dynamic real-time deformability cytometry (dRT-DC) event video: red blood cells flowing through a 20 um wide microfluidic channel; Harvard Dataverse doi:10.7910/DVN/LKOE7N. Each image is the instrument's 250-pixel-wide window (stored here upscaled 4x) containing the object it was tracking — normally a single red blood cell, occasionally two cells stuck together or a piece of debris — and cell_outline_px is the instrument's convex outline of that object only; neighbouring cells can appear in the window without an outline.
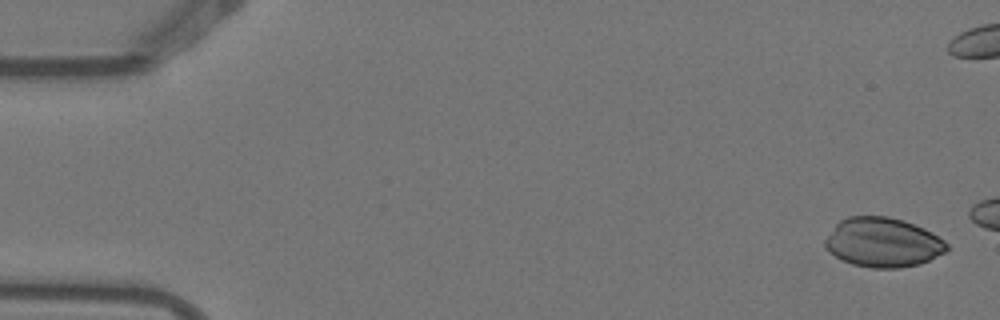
{"species": "Egyptian fruit bat (a non-hibernating species)", "species_latin": "Rousettus aegyptiacus", "temperature_condition": "warm", "stored_images_in_passage": 4, "camera_frame_rate_fps": 3000, "um_per_image_px": 0.085, "animal": {"sex": "female"}, "frame": {"image": 1, "passage_image": 1, "time_ms": 0.0, "image_size_px": [1000, 320], "cell_outline_px": [[948, 248], [944, 252], [920, 264], [900, 268], [872, 268], [852, 264], [836, 256], [824, 244], [824, 240], [836, 224], [840, 220], [848, 216], [888, 216], [904, 220], [924, 228], [932, 232], [944, 240], [948, 244]], "centroid_in_image_um": [75.06, 20.59], "position_along_channel_um": 9.9, "area_um2": 34.91}}